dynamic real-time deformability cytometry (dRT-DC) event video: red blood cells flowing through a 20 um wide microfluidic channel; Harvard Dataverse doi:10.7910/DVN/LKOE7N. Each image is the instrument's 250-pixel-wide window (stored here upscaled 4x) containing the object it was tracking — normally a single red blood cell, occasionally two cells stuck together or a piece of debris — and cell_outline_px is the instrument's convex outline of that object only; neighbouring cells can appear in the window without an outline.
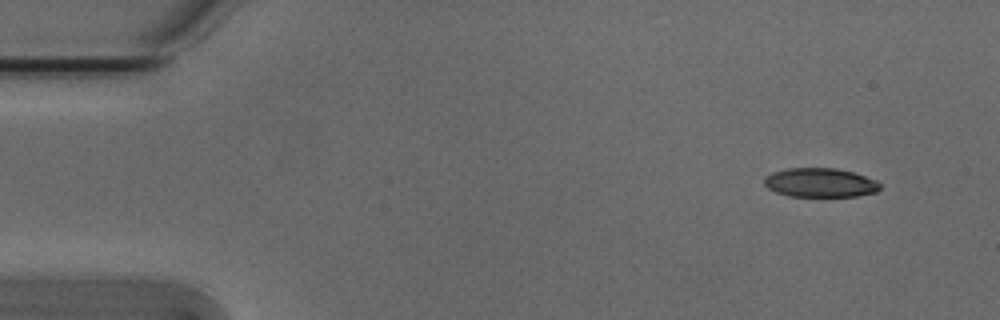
{"species": "Egyptian fruit bat (a non-hibernating species)", "species_latin": "Rousettus aegyptiacus", "temperature_condition": "cold", "stored_images_in_passage": 50, "camera_frame_rate_fps": 3000, "um_per_image_px": 0.085, "animal": {"sex": "male"}, "frame": {"image": 1, "passage_image": 1, "time_ms": 0.0, "image_size_px": [1000, 320], "cell_outline_px": [[880, 188], [876, 192], [856, 196], [788, 196], [776, 192], [768, 188], [764, 184], [764, 176], [772, 172], [788, 168], [836, 168], [852, 172], [876, 180], [880, 184]], "centroid_in_image_um": [69.68, 15.52], "position_along_channel_um": 15.3, "area_um2": 19.59}}
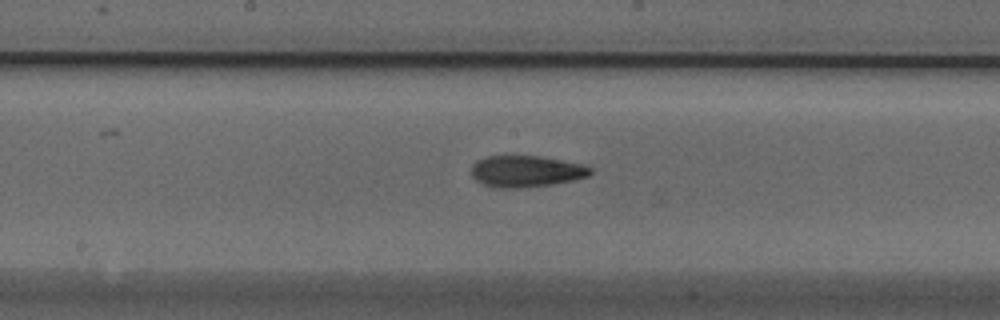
{"frame": {"image": 2, "passage_image": 24, "time_ms": 7.667, "image_size_px": [1000, 320], "cell_outline_px": [[592, 172], [588, 176], [572, 180], [552, 184], [520, 188], [492, 188], [476, 180], [472, 176], [472, 164], [476, 160], [488, 156], [540, 156], [584, 164], [592, 168]], "centroid_in_image_um": [44.71, 14.56], "position_along_channel_um": 203.5, "area_um2": 21.91}}
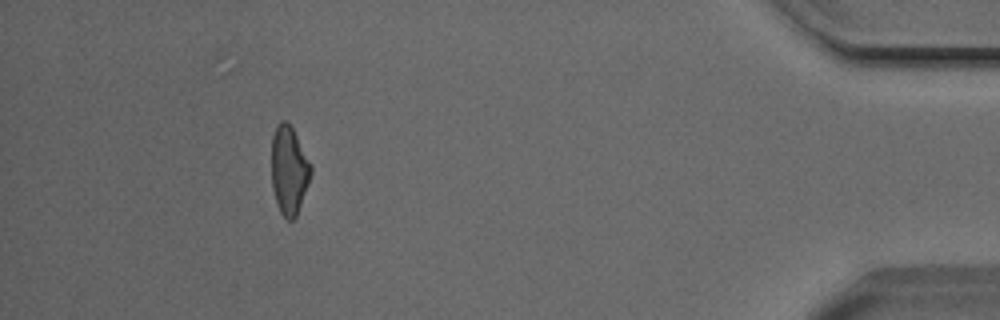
{"frame": {"image": 3, "passage_image": 45, "time_ms": 14.667, "image_size_px": [1000, 320], "cell_outline_px": [[312, 172], [296, 216], [292, 220], [288, 220], [280, 212], [276, 204], [272, 188], [272, 136], [276, 124], [280, 120], [284, 120], [292, 128], [312, 164]], "centroid_in_image_um": [24.56, 14.45], "position_along_channel_um": 410.6, "area_um2": 20.23}, "authors_computed_cell_mechanics": {"area_um2": 21.2704, "velocity_mm_per_s": 3.8529, "shape_relaxation_time_tau1_ms": 6.078, "shape_relaxation_time_tau2_ms": 4.0441, "deformation_change_tau1": 0.1734, "deformation_change_tau2": 0.1288}}